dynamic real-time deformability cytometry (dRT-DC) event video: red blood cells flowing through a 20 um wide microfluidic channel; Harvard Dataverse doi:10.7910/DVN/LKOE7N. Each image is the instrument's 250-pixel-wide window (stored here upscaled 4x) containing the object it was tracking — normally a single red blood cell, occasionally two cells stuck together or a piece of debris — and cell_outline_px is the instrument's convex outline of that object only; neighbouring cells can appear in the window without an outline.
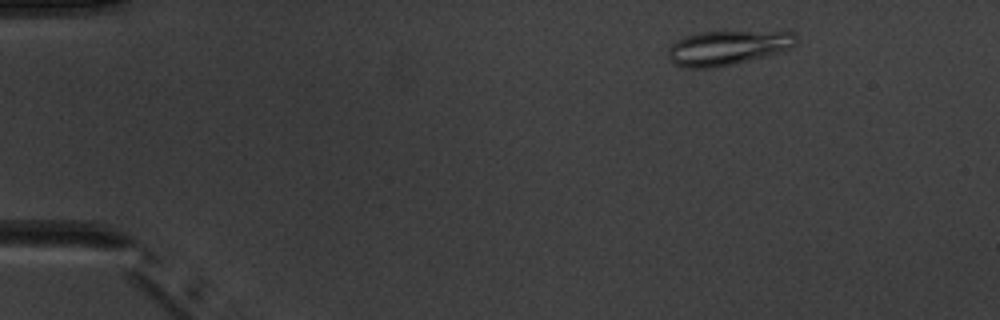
{"species": "common noctule bat (a hibernating species)", "species_latin": "Nyctalus noctula", "temperature_condition": "warm", "stored_images_in_passage": 7, "camera_frame_rate_fps": 3000, "um_per_image_px": 0.085, "animal": {"sex": "male", "body_mass_g": 20.1, "forearm_length_mm": 53.5}, "frame": {"image": 1, "passage_image": 1, "time_ms": 0.0, "image_size_px": [1000, 320], "cell_outline_px": [[796, 44], [792, 48], [768, 56], [736, 64], [712, 68], [684, 68], [676, 64], [668, 56], [668, 48], [676, 40], [700, 32], [796, 32]], "centroid_in_image_um": [61.87, 4.08], "position_along_channel_um": 23.1, "area_um2": 25.72}}
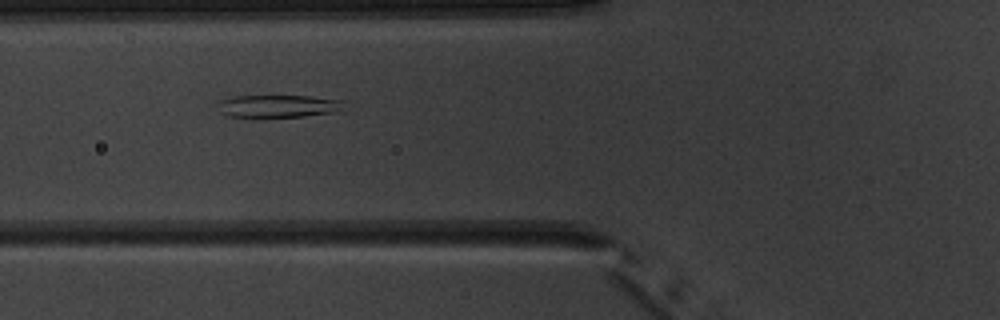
{"frame": {"image": 2, "passage_image": 5, "time_ms": 4.333, "image_size_px": [1000, 320], "cell_outline_px": [[340, 100], [332, 112], [304, 116], [252, 120], [228, 116], [220, 112], [220, 100], [236, 96], [308, 96]], "centroid_in_image_um": [23.42, 9.07], "position_along_channel_um": 102.4, "area_um2": 16.65}}
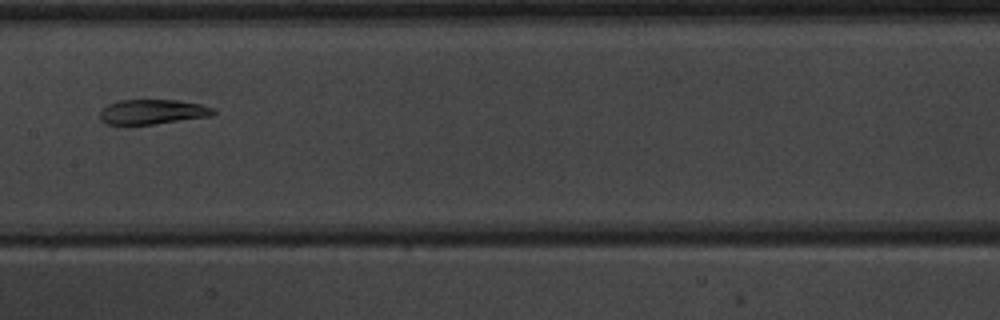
{"frame": {"image": 3, "passage_image": 7, "time_ms": 6.667, "image_size_px": [1000, 320], "cell_outline_px": [[216, 112], [212, 116], [156, 124], [108, 124], [100, 120], [100, 112], [108, 104], [120, 100], [176, 100], [200, 104], [216, 108]], "centroid_in_image_um": [13.01, 9.5], "position_along_channel_um": 194.4, "area_um2": 16.42}}